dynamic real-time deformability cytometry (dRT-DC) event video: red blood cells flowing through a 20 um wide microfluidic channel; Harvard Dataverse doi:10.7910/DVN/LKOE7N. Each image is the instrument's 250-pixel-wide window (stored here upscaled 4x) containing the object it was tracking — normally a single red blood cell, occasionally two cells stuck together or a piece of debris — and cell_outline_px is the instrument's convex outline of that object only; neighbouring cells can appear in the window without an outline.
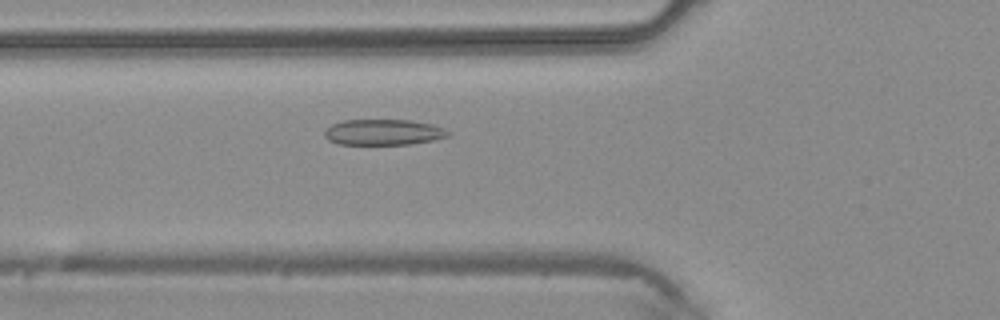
{"species": "common noctule bat (a hibernating species)", "species_latin": "Nyctalus noctula", "temperature_condition": "warm", "stored_images_in_passage": 43, "camera_frame_rate_fps": 3000, "um_per_image_px": 0.085, "animal": {"sex": "male", "body_mass_g": 20.4}, "frame": {"image": 1, "passage_image": 15, "time_ms": 4.667, "image_size_px": [1000, 320], "cell_outline_px": [[452, 132], [448, 136], [432, 140], [408, 144], [340, 144], [328, 140], [324, 136], [324, 128], [332, 124], [344, 120], [412, 120], [432, 124], [444, 128]], "centroid_in_image_um": [32.58, 11.23], "position_along_channel_um": 93.2, "area_um2": 18.61}}
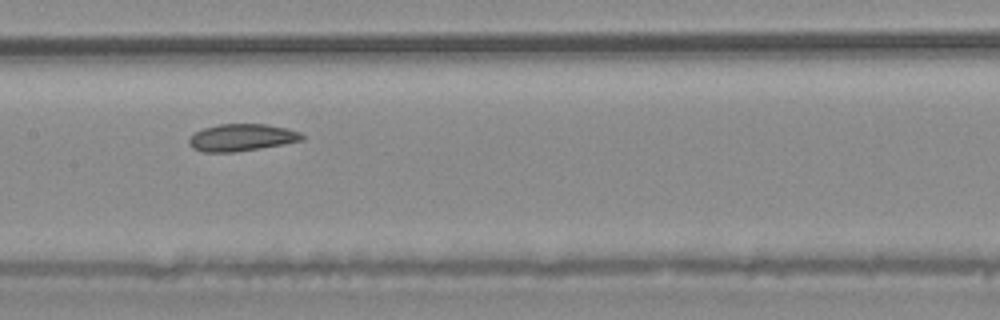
{"frame": {"image": 2, "passage_image": 21, "time_ms": 6.667, "image_size_px": [1000, 320], "cell_outline_px": [[304, 140], [284, 144], [236, 152], [204, 152], [192, 148], [188, 144], [188, 140], [196, 132], [204, 128], [220, 124], [264, 124], [288, 128], [300, 132], [304, 136]], "centroid_in_image_um": [20.56, 11.69], "position_along_channel_um": 186.8, "area_um2": 17.86}}
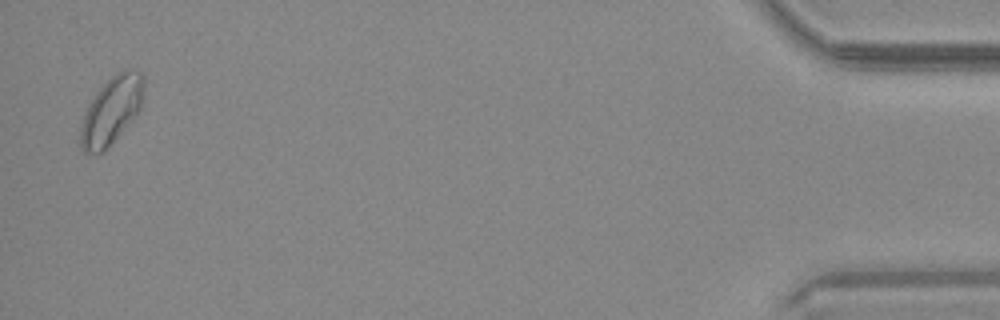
{"frame": {"image": 3, "passage_image": 42, "time_ms": 13.667, "image_size_px": [1000, 320], "cell_outline_px": [[144, 88], [140, 112], [96, 156], [84, 152], [80, 148], [80, 128], [84, 112], [88, 104], [96, 92], [116, 72], [124, 68], [132, 68], [140, 72], [144, 76]], "centroid_in_image_um": [9.47, 9.35], "position_along_channel_um": 425.7, "area_um2": 24.91}}